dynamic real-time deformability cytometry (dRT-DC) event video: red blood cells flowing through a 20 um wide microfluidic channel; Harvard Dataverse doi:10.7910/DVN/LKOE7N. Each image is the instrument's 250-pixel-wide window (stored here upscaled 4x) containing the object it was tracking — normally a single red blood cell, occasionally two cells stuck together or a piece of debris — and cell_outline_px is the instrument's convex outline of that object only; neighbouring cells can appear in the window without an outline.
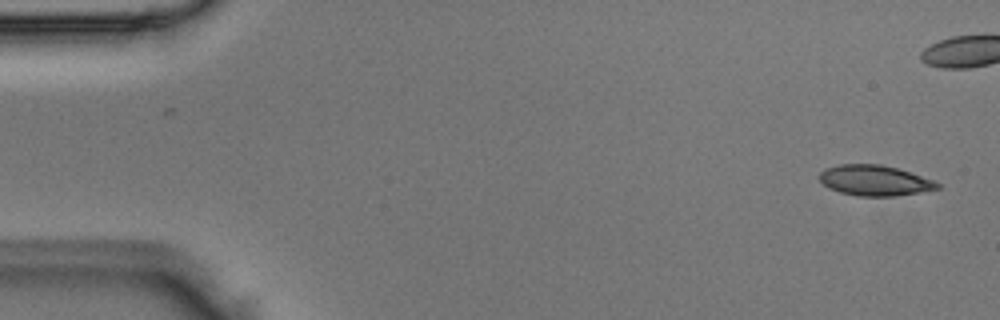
{"species": "Egyptian fruit bat (a non-hibernating species)", "species_latin": "Rousettus aegyptiacus", "temperature_condition": "room temperature", "stored_images_in_passage": 10, "camera_frame_rate_fps": 3000, "um_per_image_px": 0.085, "animal": {"sex": "male"}, "frame": {"image": 1, "passage_image": 1, "time_ms": 0.0, "image_size_px": [1000, 320], "cell_outline_px": [[940, 188], [920, 192], [896, 196], [856, 196], [840, 192], [828, 188], [820, 180], [820, 172], [828, 168], [840, 164], [880, 164], [896, 168], [932, 180], [940, 184]], "centroid_in_image_um": [74.33, 15.35], "position_along_channel_um": 10.7, "area_um2": 20.69}}